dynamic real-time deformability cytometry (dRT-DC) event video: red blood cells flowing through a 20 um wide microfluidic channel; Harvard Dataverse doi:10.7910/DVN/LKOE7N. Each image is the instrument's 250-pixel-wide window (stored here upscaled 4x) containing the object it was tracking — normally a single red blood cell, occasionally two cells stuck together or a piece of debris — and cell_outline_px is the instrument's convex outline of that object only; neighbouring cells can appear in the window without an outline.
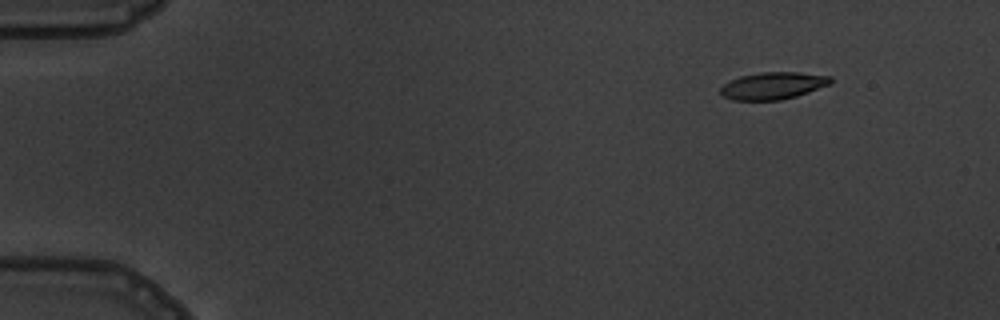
{"species": "common noctule bat (a hibernating species)", "species_latin": "Nyctalus noctula", "temperature_condition": "warm", "stored_images_in_passage": 6, "segment_of_instrument_passage": [2, 2], "camera_frame_rate_fps": 3000, "um_per_image_px": 0.085, "animal": {"sex": "male", "body_mass_g": 19.5, "forearm_length_mm": 54.6}, "frame": {"image": 1, "passage_image": 6, "time_ms": 6.667, "image_size_px": [1000, 320], "cell_outline_px": [[832, 84], [796, 96], [780, 100], [732, 100], [724, 96], [720, 92], [720, 88], [724, 84], [740, 76], [760, 72], [800, 72], [832, 76]], "centroid_in_image_um": [65.74, 7.28], "position_along_channel_um": 19.3, "area_um2": 17.46}}